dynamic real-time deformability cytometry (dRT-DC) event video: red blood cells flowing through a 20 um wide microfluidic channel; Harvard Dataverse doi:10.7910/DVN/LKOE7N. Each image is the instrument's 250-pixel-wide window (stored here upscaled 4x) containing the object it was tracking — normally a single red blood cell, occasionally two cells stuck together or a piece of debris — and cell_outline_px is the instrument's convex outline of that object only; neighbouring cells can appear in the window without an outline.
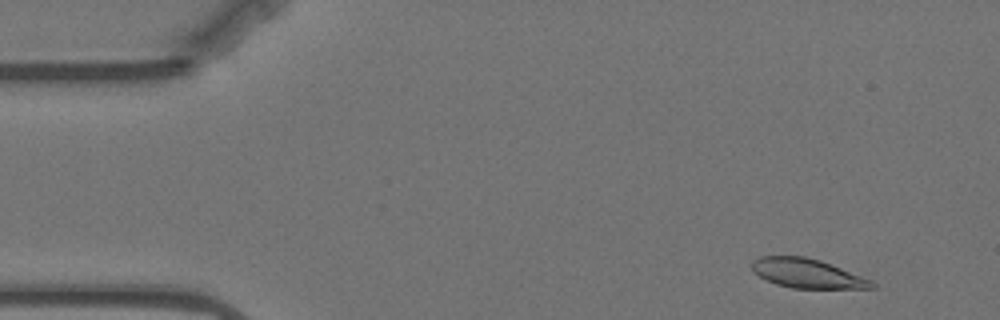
{"species": "Egyptian fruit bat (a non-hibernating species)", "species_latin": "Rousettus aegyptiacus", "temperature_condition": "warm", "stored_images_in_passage": 56, "camera_frame_rate_fps": 3000, "um_per_image_px": 0.085, "animal": {"sex": "female"}, "frame": {"image": 1, "passage_image": 3, "time_ms": 0.667, "image_size_px": [1000, 320], "cell_outline_px": [[876, 288], [792, 288], [776, 284], [760, 276], [752, 268], [752, 260], [760, 256], [804, 256], [820, 260], [872, 280], [876, 284]], "centroid_in_image_um": [68.63, 23.23], "position_along_channel_um": 16.4, "area_um2": 20.23}}
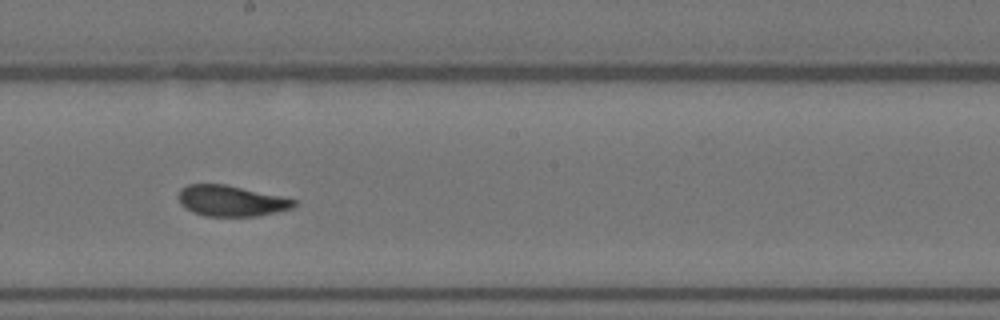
{"frame": {"image": 2, "passage_image": 29, "time_ms": 9.333, "image_size_px": [1000, 320], "cell_outline_px": [[296, 204], [292, 208], [276, 212], [256, 216], [204, 216], [192, 212], [184, 208], [180, 204], [180, 188], [188, 184], [224, 184], [280, 196], [296, 200]], "centroid_in_image_um": [19.62, 17.08], "position_along_channel_um": 228.6, "area_um2": 20.58}}
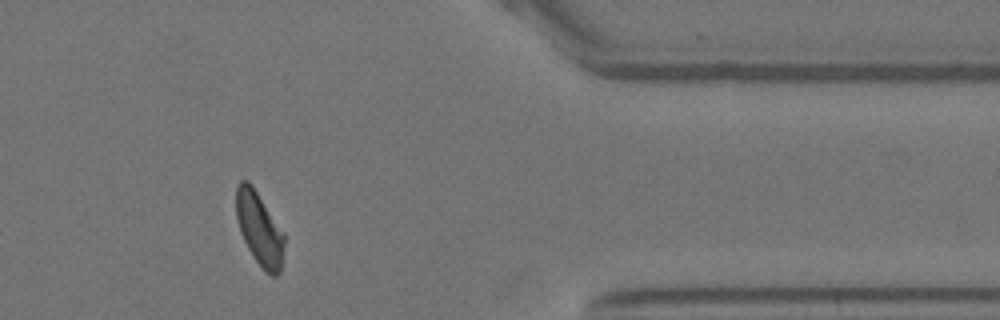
{"frame": {"image": 3, "passage_image": 45, "time_ms": 14.667, "image_size_px": [1000, 320], "cell_outline_px": [[284, 244], [280, 272], [276, 276], [272, 276], [264, 272], [248, 248], [240, 232], [236, 216], [236, 184], [240, 180], [248, 180], [252, 184], [284, 232]], "centroid_in_image_um": [22.04, 19.42], "position_along_channel_um": 389.4, "area_um2": 20.58}, "authors_computed_cell_mechanics": {"area_um2": 21.0392, "velocity_mm_per_s": 3.4904, "shape_relaxation_time_tau1_ms": 4.6827, "shape_relaxation_time_tau2_ms": 1.4397, "deformation_change_tau1": 0.1335, "deformation_change_tau2": 0.0575}}